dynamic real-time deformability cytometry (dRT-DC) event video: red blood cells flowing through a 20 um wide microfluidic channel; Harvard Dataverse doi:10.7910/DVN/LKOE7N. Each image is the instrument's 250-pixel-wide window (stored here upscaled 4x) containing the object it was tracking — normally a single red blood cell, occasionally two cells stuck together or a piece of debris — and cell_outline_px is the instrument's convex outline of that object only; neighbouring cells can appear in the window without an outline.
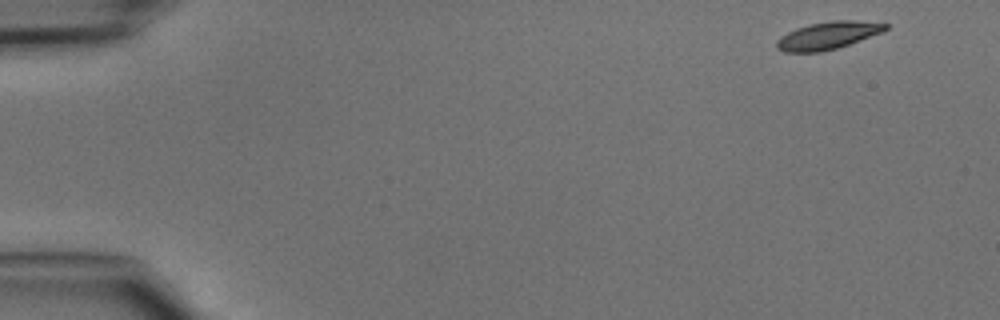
{"species": "common noctule bat (a hibernating species)", "species_latin": "Nyctalus noctula", "temperature_condition": "cold", "stored_images_in_passage": 45, "camera_frame_rate_fps": 3000, "um_per_image_px": 0.085, "animal": {"sex": "male", "body_mass_g": 15.6}, "frame": {"image": 1, "passage_image": 1, "time_ms": 0.0, "image_size_px": [1000, 320], "cell_outline_px": [[888, 28], [884, 32], [836, 48], [820, 52], [784, 52], [776, 48], [776, 40], [780, 36], [796, 28], [808, 24], [832, 20], [856, 20], [888, 24]], "centroid_in_image_um": [70.35, 3.01], "position_along_channel_um": 14.6, "area_um2": 17.51}}
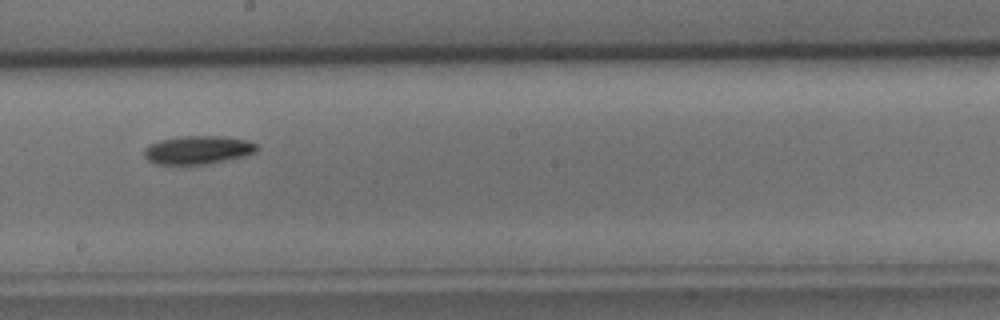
{"frame": {"image": 2, "passage_image": 25, "time_ms": 8.0, "image_size_px": [1000, 320], "cell_outline_px": [[260, 148], [256, 152], [244, 156], [208, 164], [184, 168], [156, 164], [148, 160], [144, 156], [144, 148], [148, 144], [160, 140], [184, 136], [224, 136], [248, 140], [256, 144]], "centroid_in_image_um": [16.78, 12.79], "position_along_channel_um": 231.4, "area_um2": 19.48}}
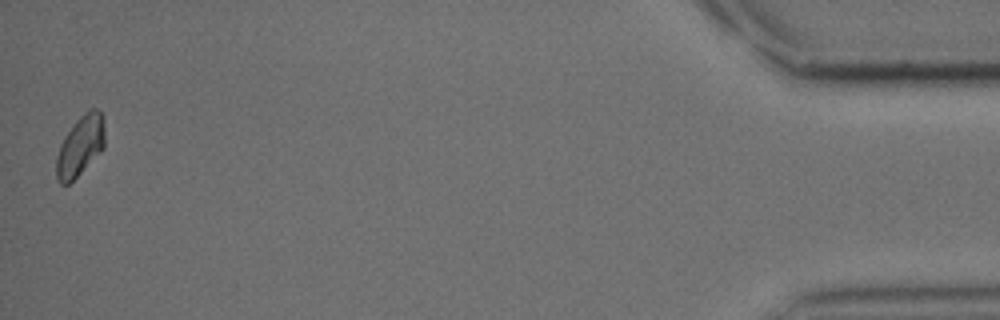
{"frame": {"image": 3, "passage_image": 45, "time_ms": 14.667, "image_size_px": [1000, 320], "cell_outline_px": [[104, 148], [68, 184], [60, 184], [56, 180], [56, 156], [60, 144], [64, 136], [76, 120], [88, 108], [96, 108], [104, 116]], "centroid_in_image_um": [6.81, 12.36], "position_along_channel_um": 428.4, "area_um2": 16.99}}